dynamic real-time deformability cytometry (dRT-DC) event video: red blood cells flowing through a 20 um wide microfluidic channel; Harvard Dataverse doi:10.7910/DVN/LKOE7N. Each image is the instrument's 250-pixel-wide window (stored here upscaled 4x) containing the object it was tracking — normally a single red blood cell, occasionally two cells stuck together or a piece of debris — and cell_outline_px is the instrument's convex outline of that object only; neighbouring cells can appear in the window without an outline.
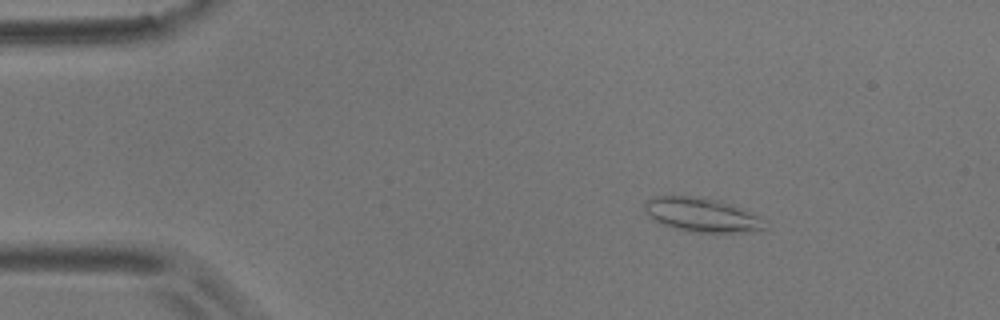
{"species": "common noctule bat (a hibernating species)", "species_latin": "Nyctalus noctula", "temperature_condition": "room temperature", "stored_images_in_passage": 6, "camera_frame_rate_fps": 3000, "um_per_image_px": 0.085, "animal": {"sex": "male", "body_mass_g": 17.9}, "frame": {"image": 1, "passage_image": 1, "time_ms": 0.0, "image_size_px": [1000, 320], "cell_outline_px": [[768, 228], [744, 232], [688, 232], [652, 220], [644, 212], [644, 200], [652, 196], [688, 196], [724, 200], [744, 208], [768, 220]], "centroid_in_image_um": [59.7, 18.25], "position_along_channel_um": 25.3, "area_um2": 24.51}}
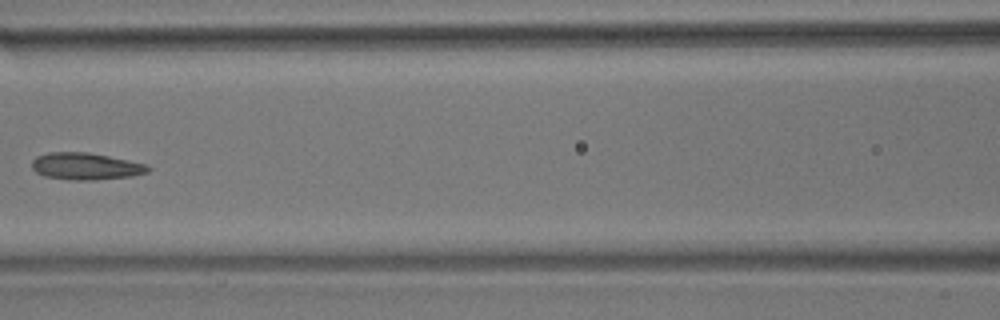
{"frame": {"image": 2, "passage_image": 6, "time_ms": 1.667, "image_size_px": [1000, 320], "cell_outline_px": [[152, 168], [148, 172], [132, 176], [96, 180], [72, 180], [44, 176], [36, 172], [32, 168], [32, 160], [36, 156], [48, 152], [88, 152], [148, 164]], "centroid_in_image_um": [7.3, 14.13], "position_along_channel_um": 159.3, "area_um2": 18.38}}